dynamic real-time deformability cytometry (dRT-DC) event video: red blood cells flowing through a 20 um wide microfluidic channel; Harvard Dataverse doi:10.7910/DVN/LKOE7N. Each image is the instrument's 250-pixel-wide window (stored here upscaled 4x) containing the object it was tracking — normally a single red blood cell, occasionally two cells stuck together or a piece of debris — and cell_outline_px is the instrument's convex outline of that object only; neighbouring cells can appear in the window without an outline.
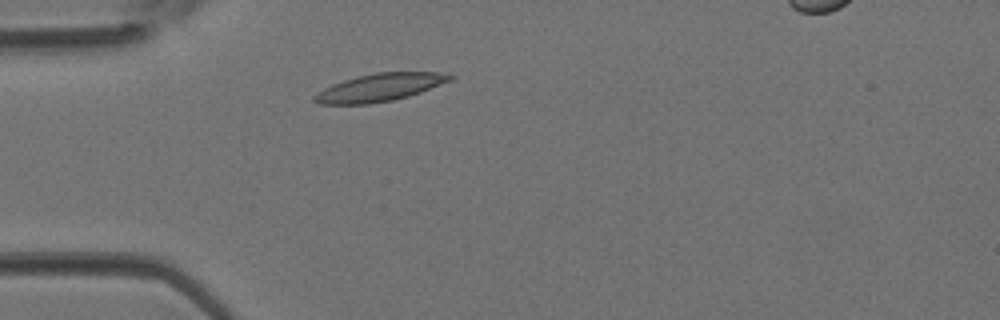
{"species": "Egyptian fruit bat (a non-hibernating species)", "species_latin": "Rousettus aegyptiacus", "temperature_condition": "room temperature", "stored_images_in_passage": 2, "camera_frame_rate_fps": 3000, "um_per_image_px": 0.085, "animal": {"sex": "female"}, "frame": {"image": 1, "passage_image": 2, "time_ms": 0.333, "image_size_px": [1000, 320], "cell_outline_px": [[456, 76], [452, 80], [420, 92], [408, 96], [392, 100], [368, 104], [320, 104], [312, 100], [312, 96], [316, 92], [332, 84], [344, 80], [376, 72], [448, 72]], "centroid_in_image_um": [32.29, 7.43], "position_along_channel_um": 52.7, "area_um2": 21.96}}